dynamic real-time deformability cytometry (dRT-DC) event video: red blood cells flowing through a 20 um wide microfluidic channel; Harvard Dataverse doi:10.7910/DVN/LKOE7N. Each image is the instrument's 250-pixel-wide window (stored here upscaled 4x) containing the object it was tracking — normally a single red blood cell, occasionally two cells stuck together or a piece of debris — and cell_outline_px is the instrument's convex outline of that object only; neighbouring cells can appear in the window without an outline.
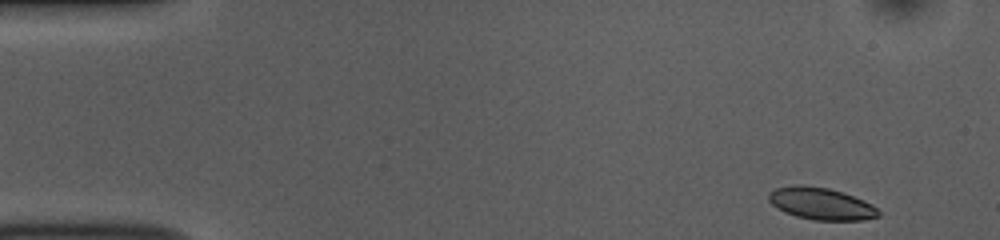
{"species": "common noctule bat (a hibernating species)", "species_latin": "Nyctalus noctula", "temperature_condition": "room temperature", "stored_images_in_passage": 49, "camera_frame_rate_fps": 3000, "um_per_image_px": 0.085, "animal": {"sex": "female", "body_mass_g": 10.0, "forearm_length_mm": 53.1}, "frame": {"image": 1, "passage_image": 1, "time_ms": 0.0, "image_size_px": [1000, 240], "cell_outline_px": [[880, 216], [864, 220], [812, 220], [796, 216], [784, 212], [776, 208], [768, 200], [768, 192], [776, 188], [800, 184], [828, 188], [844, 192], [864, 200], [872, 204], [880, 212]], "centroid_in_image_um": [69.79, 17.31], "position_along_channel_um": 15.2, "area_um2": 20.69}}
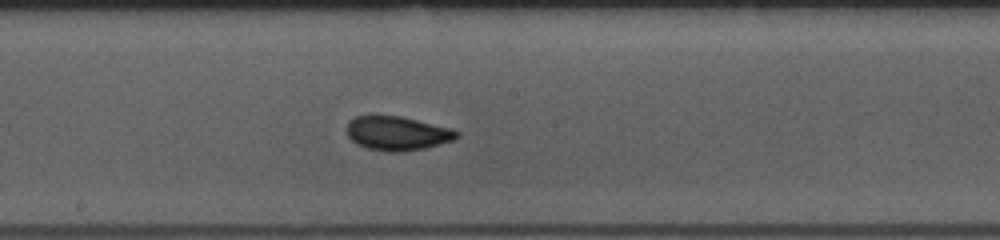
{"frame": {"image": 2, "passage_image": 25, "time_ms": 8.0, "image_size_px": [1000, 240], "cell_outline_px": [[460, 136], [456, 140], [424, 148], [404, 152], [388, 152], [368, 148], [356, 144], [348, 136], [348, 124], [356, 116], [400, 116], [452, 128], [460, 132]], "centroid_in_image_um": [33.84, 11.35], "position_along_channel_um": 214.4, "area_um2": 21.79}}
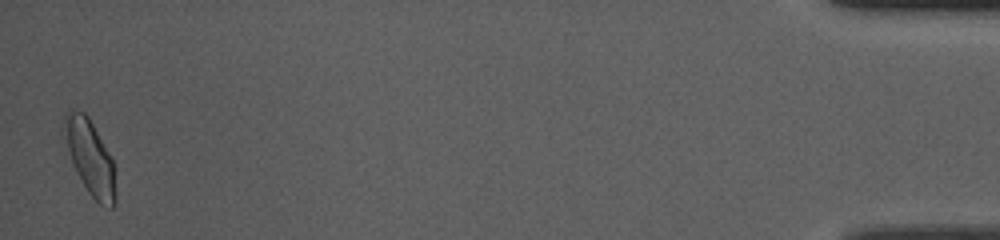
{"frame": {"image": 3, "passage_image": 49, "time_ms": 16.0, "image_size_px": [1000, 240], "cell_outline_px": [[116, 204], [112, 208], [108, 208], [100, 204], [88, 192], [76, 172], [72, 164], [68, 148], [64, 124], [64, 112], [68, 108], [72, 108], [84, 112], [88, 116], [108, 152], [112, 160], [116, 196]], "centroid_in_image_um": [7.66, 13.38], "position_along_channel_um": 427.5, "area_um2": 21.96}, "authors_computed_cell_mechanics": {"area_um2": 21.1548, "velocity_mm_per_s": 3.7794, "shape_relaxation_time_tau1_ms": 7.0556, "shape_relaxation_time_tau2_ms": 1.1022, "deformation_change_tau1": 0.1382, "deformation_change_tau2": 0.058}}